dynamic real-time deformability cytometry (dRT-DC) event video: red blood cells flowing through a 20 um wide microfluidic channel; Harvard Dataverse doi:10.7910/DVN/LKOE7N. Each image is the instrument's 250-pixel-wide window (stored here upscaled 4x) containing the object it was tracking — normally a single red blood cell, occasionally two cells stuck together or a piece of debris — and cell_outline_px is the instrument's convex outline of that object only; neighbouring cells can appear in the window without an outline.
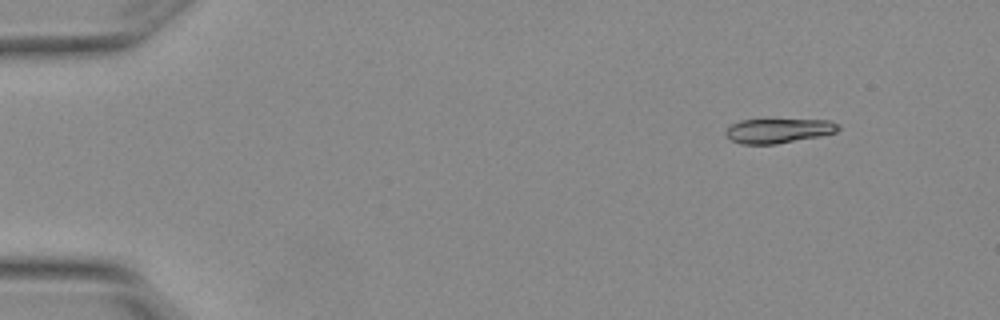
{"species": "Egyptian fruit bat (a non-hibernating species)", "species_latin": "Rousettus aegyptiacus", "temperature_condition": "warm", "stored_images_in_passage": 5, "camera_frame_rate_fps": 3000, "um_per_image_px": 0.085, "animal": {"sex": "female"}, "frame": {"image": 1, "passage_image": 1, "time_ms": 0.0, "image_size_px": [1000, 320], "cell_outline_px": [[840, 128], [836, 132], [820, 136], [776, 144], [740, 144], [732, 140], [724, 132], [732, 124], [740, 120], [828, 120], [840, 124]], "centroid_in_image_um": [66.18, 11.11], "position_along_channel_um": 18.8, "area_um2": 15.95}}
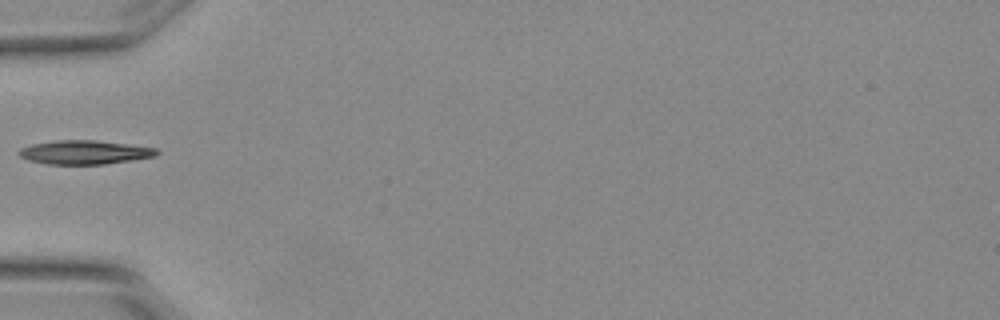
{"frame": {"image": 2, "passage_image": 4, "time_ms": 1.0, "image_size_px": [1000, 320], "cell_outline_px": [[160, 152], [156, 156], [104, 164], [48, 164], [28, 160], [20, 156], [16, 152], [20, 148], [32, 144], [56, 140], [96, 140], [128, 144], [156, 148]], "centroid_in_image_um": [7.17, 12.94], "position_along_channel_um": 77.8, "area_um2": 19.13}}
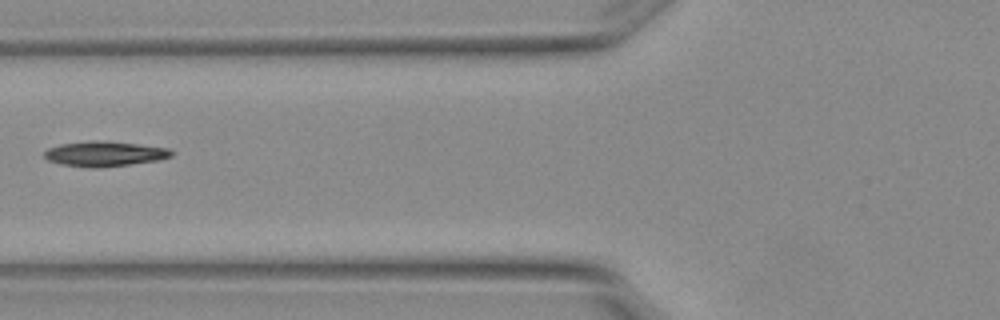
{"frame": {"image": 3, "passage_image": 5, "time_ms": 1.333, "image_size_px": [1000, 320], "cell_outline_px": [[172, 156], [160, 160], [96, 168], [88, 168], [60, 164], [48, 160], [44, 156], [44, 152], [48, 148], [60, 144], [88, 140], [104, 140], [168, 148], [172, 152]], "centroid_in_image_um": [8.85, 13.07], "position_along_channel_um": 117.0, "area_um2": 18.61}}